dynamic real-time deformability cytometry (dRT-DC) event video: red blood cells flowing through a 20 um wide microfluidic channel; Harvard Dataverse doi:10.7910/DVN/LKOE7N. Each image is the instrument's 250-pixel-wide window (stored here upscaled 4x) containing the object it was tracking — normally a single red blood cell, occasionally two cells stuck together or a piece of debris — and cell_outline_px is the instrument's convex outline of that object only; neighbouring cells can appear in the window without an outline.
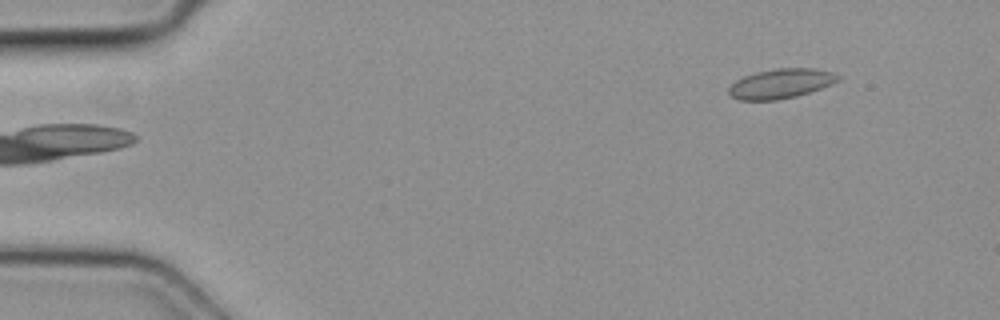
{"species": "common noctule bat (a hibernating species)", "species_latin": "Nyctalus noctula", "temperature_condition": "cold", "stored_images_in_passage": 3, "camera_frame_rate_fps": 3000, "um_per_image_px": 0.085, "animal": {"sex": "female", "body_mass_g": 19.3, "forearm_length_mm": 54.1}, "frame": {"image": 1, "passage_image": 3, "time_ms": 0.667, "image_size_px": [1000, 320], "cell_outline_px": [[840, 80], [832, 84], [796, 96], [776, 100], [740, 100], [732, 96], [728, 92], [728, 88], [736, 80], [744, 76], [756, 72], [776, 68], [816, 68], [832, 72], [840, 76]], "centroid_in_image_um": [66.38, 7.09], "position_along_channel_um": 18.6, "area_um2": 18.79}}